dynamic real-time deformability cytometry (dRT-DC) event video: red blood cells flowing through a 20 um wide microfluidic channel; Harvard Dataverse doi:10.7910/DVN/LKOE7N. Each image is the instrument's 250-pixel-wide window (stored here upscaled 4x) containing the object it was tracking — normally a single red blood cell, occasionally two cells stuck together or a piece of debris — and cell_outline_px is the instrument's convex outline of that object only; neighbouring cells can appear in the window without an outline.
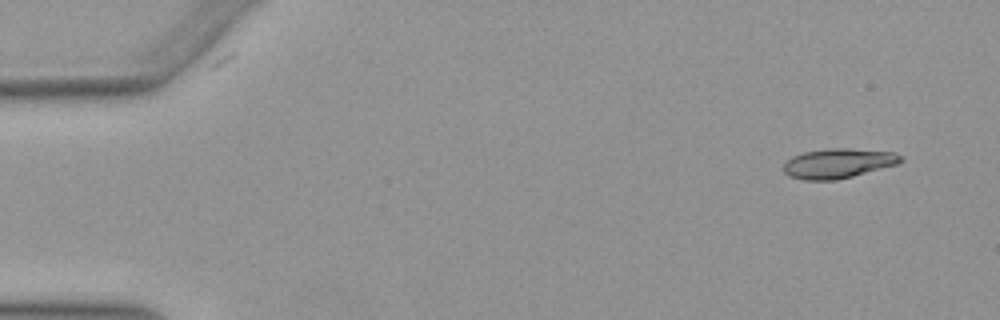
{"species": "Egyptian fruit bat (a non-hibernating species)", "species_latin": "Rousettus aegyptiacus", "temperature_condition": "warm", "stored_images_in_passage": 11, "camera_frame_rate_fps": 3000, "um_per_image_px": 0.085, "animal": {"sex": "female"}, "frame": {"image": 1, "passage_image": 4, "time_ms": 1.0, "image_size_px": [1000, 320], "cell_outline_px": [[904, 160], [900, 164], [836, 180], [804, 180], [788, 176], [784, 172], [784, 164], [792, 156], [804, 152], [832, 148], [848, 148], [892, 152], [900, 156]], "centroid_in_image_um": [71.25, 13.89], "position_along_channel_um": 13.8, "area_um2": 20.23}}